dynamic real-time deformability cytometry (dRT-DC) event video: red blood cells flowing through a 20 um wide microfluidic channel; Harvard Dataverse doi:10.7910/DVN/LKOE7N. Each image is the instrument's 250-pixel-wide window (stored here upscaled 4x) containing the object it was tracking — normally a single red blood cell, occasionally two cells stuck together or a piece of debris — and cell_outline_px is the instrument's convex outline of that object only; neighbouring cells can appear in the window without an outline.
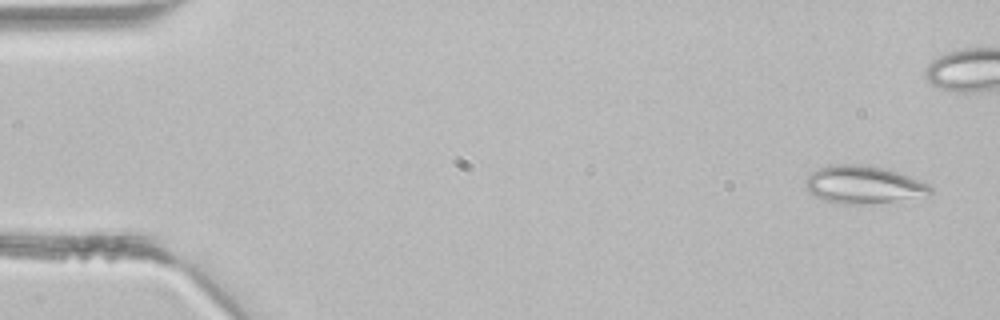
{"species": "common noctule bat (a hibernating species)", "species_latin": "Nyctalus noctula", "temperature_condition": "room temperature", "stored_images_in_passage": 4, "camera_frame_rate_fps": 3000, "um_per_image_px": 0.085, "animal": {"sex": "male", "body_mass_g": 21.5, "forearm_length_mm": 52.0}, "frame": {"image": 1, "passage_image": 1, "time_ms": 0.0, "image_size_px": [1000, 320], "cell_outline_px": [[932, 192], [928, 196], [860, 204], [844, 204], [820, 200], [808, 192], [804, 180], [812, 172], [828, 164], [852, 164], [884, 168], [920, 180], [928, 184], [932, 188]], "centroid_in_image_um": [73.34, 15.7], "position_along_channel_um": 11.7, "area_um2": 27.28}}